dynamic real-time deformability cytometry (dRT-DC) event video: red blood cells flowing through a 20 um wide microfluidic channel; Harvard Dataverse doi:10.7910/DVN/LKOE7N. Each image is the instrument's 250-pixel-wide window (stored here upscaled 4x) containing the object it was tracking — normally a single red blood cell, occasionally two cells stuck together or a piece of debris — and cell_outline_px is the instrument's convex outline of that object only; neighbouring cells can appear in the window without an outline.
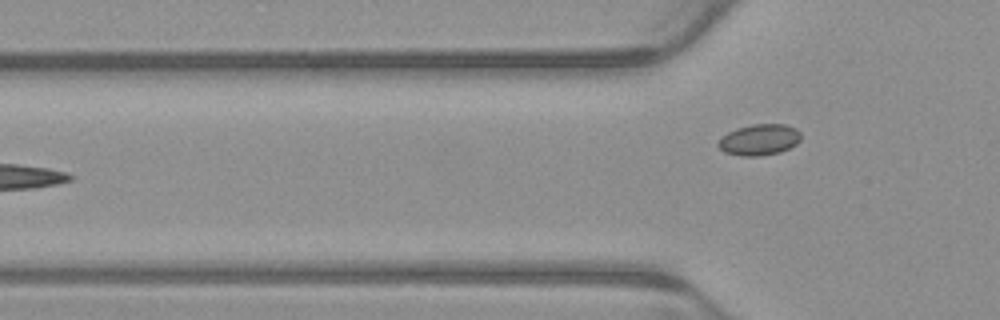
{"species": "common noctule bat (a hibernating species)", "species_latin": "Nyctalus noctula", "temperature_condition": "warm", "stored_images_in_passage": 5, "camera_frame_rate_fps": 3000, "um_per_image_px": 0.085, "animal": {"sex": "male", "body_mass_g": 23.1, "forearm_length_mm": 52.7}, "frame": {"image": 1, "passage_image": 5, "time_ms": 1.333, "image_size_px": [1000, 320], "cell_outline_px": [[800, 140], [796, 144], [780, 152], [760, 156], [740, 156], [724, 152], [716, 144], [720, 136], [736, 128], [752, 124], [784, 124], [796, 128], [800, 132]], "centroid_in_image_um": [64.51, 11.87], "position_along_channel_um": 61.3, "area_um2": 15.14}}